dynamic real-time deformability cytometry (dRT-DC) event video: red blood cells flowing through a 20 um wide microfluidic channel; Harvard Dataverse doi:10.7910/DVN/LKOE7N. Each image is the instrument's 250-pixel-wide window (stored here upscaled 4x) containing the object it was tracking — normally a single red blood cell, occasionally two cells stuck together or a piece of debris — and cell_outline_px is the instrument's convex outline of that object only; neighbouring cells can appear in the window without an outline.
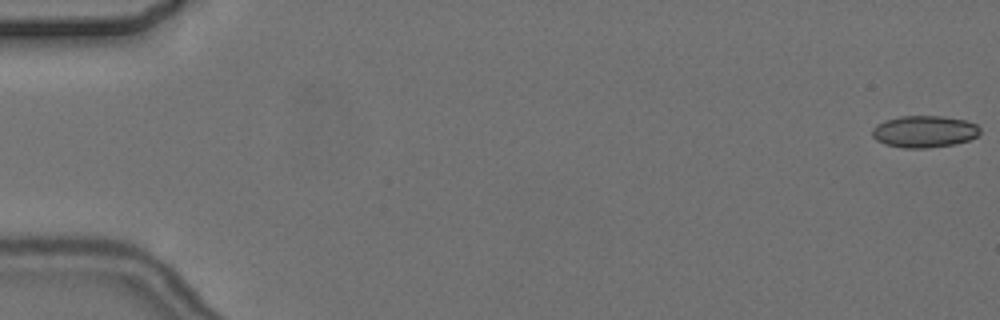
{"species": "common noctule bat (a hibernating species)", "species_latin": "Nyctalus noctula", "temperature_condition": "cold", "stored_images_in_passage": 4, "camera_frame_rate_fps": 3000, "um_per_image_px": 0.085, "animal": {"sex": "female", "body_mass_g": 24.6, "forearm_length_mm": 56.2}, "frame": {"image": 1, "passage_image": 1, "time_ms": 0.0, "image_size_px": [1000, 320], "cell_outline_px": [[980, 132], [976, 136], [968, 140], [952, 144], [928, 148], [904, 148], [884, 144], [876, 140], [872, 136], [872, 128], [876, 124], [884, 120], [900, 116], [944, 116], [964, 120], [976, 124], [980, 128]], "centroid_in_image_um": [78.52, 11.17], "position_along_channel_um": 6.5, "area_um2": 20.06}}